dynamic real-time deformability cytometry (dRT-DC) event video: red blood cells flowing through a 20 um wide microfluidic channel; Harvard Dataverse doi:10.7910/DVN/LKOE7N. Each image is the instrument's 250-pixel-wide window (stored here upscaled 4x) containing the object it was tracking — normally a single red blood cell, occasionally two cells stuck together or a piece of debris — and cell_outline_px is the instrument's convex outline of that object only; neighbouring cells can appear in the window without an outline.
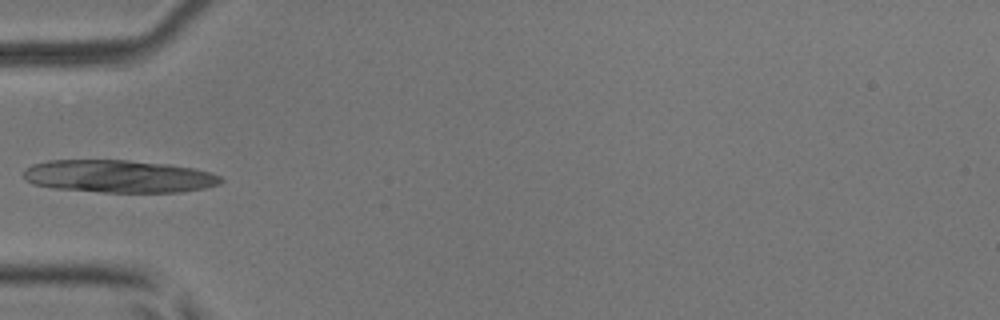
{"species": "common noctule bat (a hibernating species)", "species_latin": "Nyctalus noctula", "temperature_condition": "room temperature", "stored_images_in_passage": 7, "camera_frame_rate_fps": 3000, "um_per_image_px": 0.085, "animal": {"sex": "male", "body_mass_g": 17.9, "forearm_length_mm": 54.2}, "frame": {"image": 1, "passage_image": 6, "time_ms": 1.667, "image_size_px": [1000, 320], "cell_outline_px": [[224, 180], [220, 184], [204, 188], [180, 192], [104, 192], [52, 188], [32, 184], [24, 180], [24, 172], [32, 164], [48, 160], [128, 160], [168, 164], [196, 168], [212, 172], [220, 176]], "centroid_in_image_um": [10.11, 14.98], "position_along_channel_um": 74.9, "area_um2": 37.74}}
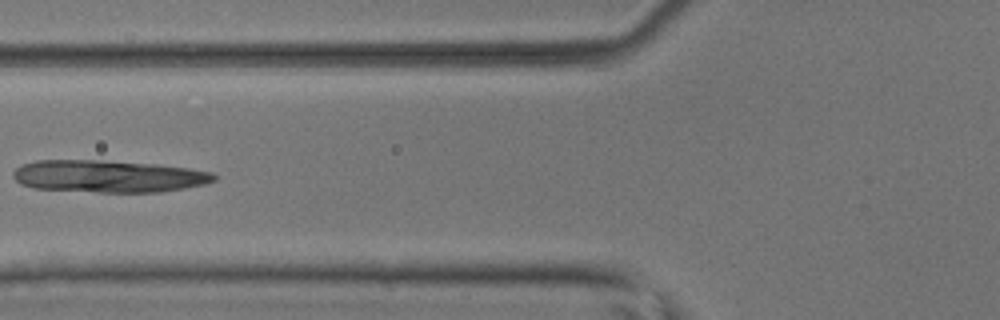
{"frame": {"image": 2, "passage_image": 7, "time_ms": 2.0, "image_size_px": [1000, 320], "cell_outline_px": [[216, 180], [204, 184], [184, 188], [160, 192], [100, 192], [32, 188], [20, 184], [12, 176], [12, 172], [20, 164], [36, 160], [100, 160], [156, 164], [188, 168], [212, 172], [216, 176]], "centroid_in_image_um": [9.17, 14.98], "position_along_channel_um": 116.6, "area_um2": 37.86}}